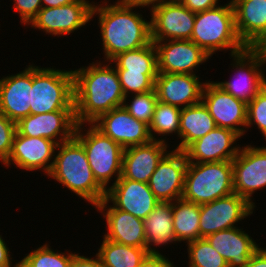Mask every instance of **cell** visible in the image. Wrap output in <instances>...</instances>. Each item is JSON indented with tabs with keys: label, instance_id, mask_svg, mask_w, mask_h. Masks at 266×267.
Masks as SVG:
<instances>
[{
	"label": "cell",
	"instance_id": "obj_42",
	"mask_svg": "<svg viewBox=\"0 0 266 267\" xmlns=\"http://www.w3.org/2000/svg\"><path fill=\"white\" fill-rule=\"evenodd\" d=\"M138 267H176L164 254H148Z\"/></svg>",
	"mask_w": 266,
	"mask_h": 267
},
{
	"label": "cell",
	"instance_id": "obj_40",
	"mask_svg": "<svg viewBox=\"0 0 266 267\" xmlns=\"http://www.w3.org/2000/svg\"><path fill=\"white\" fill-rule=\"evenodd\" d=\"M220 0H183L181 3L194 13L203 12L219 6Z\"/></svg>",
	"mask_w": 266,
	"mask_h": 267
},
{
	"label": "cell",
	"instance_id": "obj_32",
	"mask_svg": "<svg viewBox=\"0 0 266 267\" xmlns=\"http://www.w3.org/2000/svg\"><path fill=\"white\" fill-rule=\"evenodd\" d=\"M180 114L181 108L158 101L155 106L151 123L149 124L152 140L168 143L166 140L167 137L164 136H170L174 133V135L179 137ZM159 135L164 138L162 139ZM158 136L161 139H159Z\"/></svg>",
	"mask_w": 266,
	"mask_h": 267
},
{
	"label": "cell",
	"instance_id": "obj_18",
	"mask_svg": "<svg viewBox=\"0 0 266 267\" xmlns=\"http://www.w3.org/2000/svg\"><path fill=\"white\" fill-rule=\"evenodd\" d=\"M93 124L124 149L152 141L149 125L135 119L122 106L102 114Z\"/></svg>",
	"mask_w": 266,
	"mask_h": 267
},
{
	"label": "cell",
	"instance_id": "obj_47",
	"mask_svg": "<svg viewBox=\"0 0 266 267\" xmlns=\"http://www.w3.org/2000/svg\"><path fill=\"white\" fill-rule=\"evenodd\" d=\"M168 1H172V2H182L183 0H168Z\"/></svg>",
	"mask_w": 266,
	"mask_h": 267
},
{
	"label": "cell",
	"instance_id": "obj_22",
	"mask_svg": "<svg viewBox=\"0 0 266 267\" xmlns=\"http://www.w3.org/2000/svg\"><path fill=\"white\" fill-rule=\"evenodd\" d=\"M106 220V231L104 238L118 244L132 247H146L144 222L134 215L124 212L109 205L104 198L95 207Z\"/></svg>",
	"mask_w": 266,
	"mask_h": 267
},
{
	"label": "cell",
	"instance_id": "obj_12",
	"mask_svg": "<svg viewBox=\"0 0 266 267\" xmlns=\"http://www.w3.org/2000/svg\"><path fill=\"white\" fill-rule=\"evenodd\" d=\"M151 40H190L196 13L181 2L165 1L150 9Z\"/></svg>",
	"mask_w": 266,
	"mask_h": 267
},
{
	"label": "cell",
	"instance_id": "obj_34",
	"mask_svg": "<svg viewBox=\"0 0 266 267\" xmlns=\"http://www.w3.org/2000/svg\"><path fill=\"white\" fill-rule=\"evenodd\" d=\"M186 246L189 267H228L225 259L206 238L188 242Z\"/></svg>",
	"mask_w": 266,
	"mask_h": 267
},
{
	"label": "cell",
	"instance_id": "obj_19",
	"mask_svg": "<svg viewBox=\"0 0 266 267\" xmlns=\"http://www.w3.org/2000/svg\"><path fill=\"white\" fill-rule=\"evenodd\" d=\"M200 78L199 75L158 72L154 86L158 101L179 108L200 103L207 81L202 82Z\"/></svg>",
	"mask_w": 266,
	"mask_h": 267
},
{
	"label": "cell",
	"instance_id": "obj_16",
	"mask_svg": "<svg viewBox=\"0 0 266 267\" xmlns=\"http://www.w3.org/2000/svg\"><path fill=\"white\" fill-rule=\"evenodd\" d=\"M57 144L47 138H33L20 135L17 131L13 138L12 150L5 168L15 166L21 170L39 171L49 174L54 162Z\"/></svg>",
	"mask_w": 266,
	"mask_h": 267
},
{
	"label": "cell",
	"instance_id": "obj_4",
	"mask_svg": "<svg viewBox=\"0 0 266 267\" xmlns=\"http://www.w3.org/2000/svg\"><path fill=\"white\" fill-rule=\"evenodd\" d=\"M190 40L211 58L217 51L229 50L231 56L247 48L237 34L231 0L224 5L196 13Z\"/></svg>",
	"mask_w": 266,
	"mask_h": 267
},
{
	"label": "cell",
	"instance_id": "obj_45",
	"mask_svg": "<svg viewBox=\"0 0 266 267\" xmlns=\"http://www.w3.org/2000/svg\"><path fill=\"white\" fill-rule=\"evenodd\" d=\"M125 2L137 6L139 9L142 7H149L150 9L158 4H161L168 0H124Z\"/></svg>",
	"mask_w": 266,
	"mask_h": 267
},
{
	"label": "cell",
	"instance_id": "obj_35",
	"mask_svg": "<svg viewBox=\"0 0 266 267\" xmlns=\"http://www.w3.org/2000/svg\"><path fill=\"white\" fill-rule=\"evenodd\" d=\"M129 97L132 98L129 100ZM157 102L158 99L154 89L146 93L125 96L122 107L135 119L143 121L149 125L154 115Z\"/></svg>",
	"mask_w": 266,
	"mask_h": 267
},
{
	"label": "cell",
	"instance_id": "obj_39",
	"mask_svg": "<svg viewBox=\"0 0 266 267\" xmlns=\"http://www.w3.org/2000/svg\"><path fill=\"white\" fill-rule=\"evenodd\" d=\"M13 9L18 12L21 24L28 27L42 8L41 0H13Z\"/></svg>",
	"mask_w": 266,
	"mask_h": 267
},
{
	"label": "cell",
	"instance_id": "obj_36",
	"mask_svg": "<svg viewBox=\"0 0 266 267\" xmlns=\"http://www.w3.org/2000/svg\"><path fill=\"white\" fill-rule=\"evenodd\" d=\"M125 96L146 93L154 90L158 73H135L116 70Z\"/></svg>",
	"mask_w": 266,
	"mask_h": 267
},
{
	"label": "cell",
	"instance_id": "obj_9",
	"mask_svg": "<svg viewBox=\"0 0 266 267\" xmlns=\"http://www.w3.org/2000/svg\"><path fill=\"white\" fill-rule=\"evenodd\" d=\"M93 5L94 1L78 0L58 7H42L28 26L46 35L66 37L90 23Z\"/></svg>",
	"mask_w": 266,
	"mask_h": 267
},
{
	"label": "cell",
	"instance_id": "obj_21",
	"mask_svg": "<svg viewBox=\"0 0 266 267\" xmlns=\"http://www.w3.org/2000/svg\"><path fill=\"white\" fill-rule=\"evenodd\" d=\"M241 137L234 131L216 127L205 136L195 140L185 150L188 162L206 163L232 161L241 146L236 144ZM234 144V145H233Z\"/></svg>",
	"mask_w": 266,
	"mask_h": 267
},
{
	"label": "cell",
	"instance_id": "obj_23",
	"mask_svg": "<svg viewBox=\"0 0 266 267\" xmlns=\"http://www.w3.org/2000/svg\"><path fill=\"white\" fill-rule=\"evenodd\" d=\"M32 64L0 79V112L14 122L30 115Z\"/></svg>",
	"mask_w": 266,
	"mask_h": 267
},
{
	"label": "cell",
	"instance_id": "obj_26",
	"mask_svg": "<svg viewBox=\"0 0 266 267\" xmlns=\"http://www.w3.org/2000/svg\"><path fill=\"white\" fill-rule=\"evenodd\" d=\"M243 228L234 227L206 237L208 242L228 263V267H246L249 259L260 248Z\"/></svg>",
	"mask_w": 266,
	"mask_h": 267
},
{
	"label": "cell",
	"instance_id": "obj_13",
	"mask_svg": "<svg viewBox=\"0 0 266 267\" xmlns=\"http://www.w3.org/2000/svg\"><path fill=\"white\" fill-rule=\"evenodd\" d=\"M202 102L209 110L217 127L230 129L240 137L248 132L246 130L247 104L225 92L214 81H206Z\"/></svg>",
	"mask_w": 266,
	"mask_h": 267
},
{
	"label": "cell",
	"instance_id": "obj_37",
	"mask_svg": "<svg viewBox=\"0 0 266 267\" xmlns=\"http://www.w3.org/2000/svg\"><path fill=\"white\" fill-rule=\"evenodd\" d=\"M253 124L260 130L266 141V85L247 104L246 129H250Z\"/></svg>",
	"mask_w": 266,
	"mask_h": 267
},
{
	"label": "cell",
	"instance_id": "obj_2",
	"mask_svg": "<svg viewBox=\"0 0 266 267\" xmlns=\"http://www.w3.org/2000/svg\"><path fill=\"white\" fill-rule=\"evenodd\" d=\"M109 1L101 0L100 4L94 2L91 17L98 15L105 62H111L121 53L152 42L151 21L133 11L137 6L124 0H116L113 4H109Z\"/></svg>",
	"mask_w": 266,
	"mask_h": 267
},
{
	"label": "cell",
	"instance_id": "obj_33",
	"mask_svg": "<svg viewBox=\"0 0 266 267\" xmlns=\"http://www.w3.org/2000/svg\"><path fill=\"white\" fill-rule=\"evenodd\" d=\"M60 252L51 249V246L45 243L28 254L19 262V267H69L73 257V251Z\"/></svg>",
	"mask_w": 266,
	"mask_h": 267
},
{
	"label": "cell",
	"instance_id": "obj_46",
	"mask_svg": "<svg viewBox=\"0 0 266 267\" xmlns=\"http://www.w3.org/2000/svg\"><path fill=\"white\" fill-rule=\"evenodd\" d=\"M78 0H41L42 7L49 8V7H58L63 5H68L72 2Z\"/></svg>",
	"mask_w": 266,
	"mask_h": 267
},
{
	"label": "cell",
	"instance_id": "obj_31",
	"mask_svg": "<svg viewBox=\"0 0 266 267\" xmlns=\"http://www.w3.org/2000/svg\"><path fill=\"white\" fill-rule=\"evenodd\" d=\"M111 64L116 70L135 73H158L157 50L154 42L141 48L126 51L115 57Z\"/></svg>",
	"mask_w": 266,
	"mask_h": 267
},
{
	"label": "cell",
	"instance_id": "obj_17",
	"mask_svg": "<svg viewBox=\"0 0 266 267\" xmlns=\"http://www.w3.org/2000/svg\"><path fill=\"white\" fill-rule=\"evenodd\" d=\"M188 160L184 151L169 149L159 162L148 185L161 202H173L182 198Z\"/></svg>",
	"mask_w": 266,
	"mask_h": 267
},
{
	"label": "cell",
	"instance_id": "obj_11",
	"mask_svg": "<svg viewBox=\"0 0 266 267\" xmlns=\"http://www.w3.org/2000/svg\"><path fill=\"white\" fill-rule=\"evenodd\" d=\"M254 210L255 207L237 193L200 205V238L237 227Z\"/></svg>",
	"mask_w": 266,
	"mask_h": 267
},
{
	"label": "cell",
	"instance_id": "obj_8",
	"mask_svg": "<svg viewBox=\"0 0 266 267\" xmlns=\"http://www.w3.org/2000/svg\"><path fill=\"white\" fill-rule=\"evenodd\" d=\"M230 57L231 68H235V79L232 77L231 81L229 79L215 83L225 92L248 104L266 85V48L247 47Z\"/></svg>",
	"mask_w": 266,
	"mask_h": 267
},
{
	"label": "cell",
	"instance_id": "obj_3",
	"mask_svg": "<svg viewBox=\"0 0 266 267\" xmlns=\"http://www.w3.org/2000/svg\"><path fill=\"white\" fill-rule=\"evenodd\" d=\"M46 176L92 204V207L106 196V191L93 176L83 145L75 137L56 146L54 162Z\"/></svg>",
	"mask_w": 266,
	"mask_h": 267
},
{
	"label": "cell",
	"instance_id": "obj_5",
	"mask_svg": "<svg viewBox=\"0 0 266 267\" xmlns=\"http://www.w3.org/2000/svg\"><path fill=\"white\" fill-rule=\"evenodd\" d=\"M74 110L73 70L39 67L32 63L30 114Z\"/></svg>",
	"mask_w": 266,
	"mask_h": 267
},
{
	"label": "cell",
	"instance_id": "obj_7",
	"mask_svg": "<svg viewBox=\"0 0 266 267\" xmlns=\"http://www.w3.org/2000/svg\"><path fill=\"white\" fill-rule=\"evenodd\" d=\"M232 193V161L188 162L182 199L202 205Z\"/></svg>",
	"mask_w": 266,
	"mask_h": 267
},
{
	"label": "cell",
	"instance_id": "obj_10",
	"mask_svg": "<svg viewBox=\"0 0 266 267\" xmlns=\"http://www.w3.org/2000/svg\"><path fill=\"white\" fill-rule=\"evenodd\" d=\"M232 165L234 193L256 207L252 195L266 188V146H242Z\"/></svg>",
	"mask_w": 266,
	"mask_h": 267
},
{
	"label": "cell",
	"instance_id": "obj_24",
	"mask_svg": "<svg viewBox=\"0 0 266 267\" xmlns=\"http://www.w3.org/2000/svg\"><path fill=\"white\" fill-rule=\"evenodd\" d=\"M240 40L249 48H266V0H231Z\"/></svg>",
	"mask_w": 266,
	"mask_h": 267
},
{
	"label": "cell",
	"instance_id": "obj_15",
	"mask_svg": "<svg viewBox=\"0 0 266 267\" xmlns=\"http://www.w3.org/2000/svg\"><path fill=\"white\" fill-rule=\"evenodd\" d=\"M76 126L75 110H59L30 114L16 123V131L27 137L47 138L58 145L74 137Z\"/></svg>",
	"mask_w": 266,
	"mask_h": 267
},
{
	"label": "cell",
	"instance_id": "obj_41",
	"mask_svg": "<svg viewBox=\"0 0 266 267\" xmlns=\"http://www.w3.org/2000/svg\"><path fill=\"white\" fill-rule=\"evenodd\" d=\"M69 267H103V265L97 254L95 257H86L74 252Z\"/></svg>",
	"mask_w": 266,
	"mask_h": 267
},
{
	"label": "cell",
	"instance_id": "obj_30",
	"mask_svg": "<svg viewBox=\"0 0 266 267\" xmlns=\"http://www.w3.org/2000/svg\"><path fill=\"white\" fill-rule=\"evenodd\" d=\"M103 267H138L147 257L146 247H132L110 241H103L96 253Z\"/></svg>",
	"mask_w": 266,
	"mask_h": 267
},
{
	"label": "cell",
	"instance_id": "obj_43",
	"mask_svg": "<svg viewBox=\"0 0 266 267\" xmlns=\"http://www.w3.org/2000/svg\"><path fill=\"white\" fill-rule=\"evenodd\" d=\"M11 252L5 239L0 235V267H19V262L12 264ZM13 265V266H12Z\"/></svg>",
	"mask_w": 266,
	"mask_h": 267
},
{
	"label": "cell",
	"instance_id": "obj_28",
	"mask_svg": "<svg viewBox=\"0 0 266 267\" xmlns=\"http://www.w3.org/2000/svg\"><path fill=\"white\" fill-rule=\"evenodd\" d=\"M216 127L214 119L202 101L198 104L181 108L179 129V138L181 140L174 149L184 151L191 143L205 136Z\"/></svg>",
	"mask_w": 266,
	"mask_h": 267
},
{
	"label": "cell",
	"instance_id": "obj_1",
	"mask_svg": "<svg viewBox=\"0 0 266 267\" xmlns=\"http://www.w3.org/2000/svg\"><path fill=\"white\" fill-rule=\"evenodd\" d=\"M73 75L77 124L93 123L102 114L123 105L125 95L111 62L96 60L88 66L73 69Z\"/></svg>",
	"mask_w": 266,
	"mask_h": 267
},
{
	"label": "cell",
	"instance_id": "obj_38",
	"mask_svg": "<svg viewBox=\"0 0 266 267\" xmlns=\"http://www.w3.org/2000/svg\"><path fill=\"white\" fill-rule=\"evenodd\" d=\"M16 133V122L0 112V162L4 164L11 153L13 138Z\"/></svg>",
	"mask_w": 266,
	"mask_h": 267
},
{
	"label": "cell",
	"instance_id": "obj_44",
	"mask_svg": "<svg viewBox=\"0 0 266 267\" xmlns=\"http://www.w3.org/2000/svg\"><path fill=\"white\" fill-rule=\"evenodd\" d=\"M246 267H266V248L260 247L249 259Z\"/></svg>",
	"mask_w": 266,
	"mask_h": 267
},
{
	"label": "cell",
	"instance_id": "obj_6",
	"mask_svg": "<svg viewBox=\"0 0 266 267\" xmlns=\"http://www.w3.org/2000/svg\"><path fill=\"white\" fill-rule=\"evenodd\" d=\"M84 125H89L87 130ZM74 137L84 147L95 180L107 191L111 178L114 176L112 186L121 177L124 148L93 123L77 124Z\"/></svg>",
	"mask_w": 266,
	"mask_h": 267
},
{
	"label": "cell",
	"instance_id": "obj_20",
	"mask_svg": "<svg viewBox=\"0 0 266 267\" xmlns=\"http://www.w3.org/2000/svg\"><path fill=\"white\" fill-rule=\"evenodd\" d=\"M105 198L115 208L144 220L160 202L148 183L125 179L122 176L106 191Z\"/></svg>",
	"mask_w": 266,
	"mask_h": 267
},
{
	"label": "cell",
	"instance_id": "obj_27",
	"mask_svg": "<svg viewBox=\"0 0 266 267\" xmlns=\"http://www.w3.org/2000/svg\"><path fill=\"white\" fill-rule=\"evenodd\" d=\"M172 219V202L160 201L143 220L148 254H161L157 247L177 243Z\"/></svg>",
	"mask_w": 266,
	"mask_h": 267
},
{
	"label": "cell",
	"instance_id": "obj_25",
	"mask_svg": "<svg viewBox=\"0 0 266 267\" xmlns=\"http://www.w3.org/2000/svg\"><path fill=\"white\" fill-rule=\"evenodd\" d=\"M169 144L151 142L125 148L122 157V173L125 179L148 183L159 162L169 152Z\"/></svg>",
	"mask_w": 266,
	"mask_h": 267
},
{
	"label": "cell",
	"instance_id": "obj_14",
	"mask_svg": "<svg viewBox=\"0 0 266 267\" xmlns=\"http://www.w3.org/2000/svg\"><path fill=\"white\" fill-rule=\"evenodd\" d=\"M153 42L157 50L158 72L197 75V68L211 59L191 40Z\"/></svg>",
	"mask_w": 266,
	"mask_h": 267
},
{
	"label": "cell",
	"instance_id": "obj_29",
	"mask_svg": "<svg viewBox=\"0 0 266 267\" xmlns=\"http://www.w3.org/2000/svg\"><path fill=\"white\" fill-rule=\"evenodd\" d=\"M173 226L176 240L188 243L200 238V205L184 199L172 202Z\"/></svg>",
	"mask_w": 266,
	"mask_h": 267
}]
</instances>
